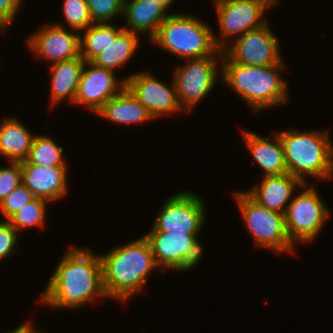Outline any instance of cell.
Here are the masks:
<instances>
[{
	"mask_svg": "<svg viewBox=\"0 0 333 333\" xmlns=\"http://www.w3.org/2000/svg\"><path fill=\"white\" fill-rule=\"evenodd\" d=\"M124 80L126 87L144 105L154 120L182 110L174 81L168 86L148 71H138L126 76Z\"/></svg>",
	"mask_w": 333,
	"mask_h": 333,
	"instance_id": "cell-13",
	"label": "cell"
},
{
	"mask_svg": "<svg viewBox=\"0 0 333 333\" xmlns=\"http://www.w3.org/2000/svg\"><path fill=\"white\" fill-rule=\"evenodd\" d=\"M34 137L21 120L6 117L0 124V154L9 162L26 161Z\"/></svg>",
	"mask_w": 333,
	"mask_h": 333,
	"instance_id": "cell-22",
	"label": "cell"
},
{
	"mask_svg": "<svg viewBox=\"0 0 333 333\" xmlns=\"http://www.w3.org/2000/svg\"><path fill=\"white\" fill-rule=\"evenodd\" d=\"M18 232L7 220L0 221V262L13 255L18 243Z\"/></svg>",
	"mask_w": 333,
	"mask_h": 333,
	"instance_id": "cell-31",
	"label": "cell"
},
{
	"mask_svg": "<svg viewBox=\"0 0 333 333\" xmlns=\"http://www.w3.org/2000/svg\"><path fill=\"white\" fill-rule=\"evenodd\" d=\"M31 322L32 321L22 323V325L18 326L15 330L5 333H40L34 328V324H32Z\"/></svg>",
	"mask_w": 333,
	"mask_h": 333,
	"instance_id": "cell-33",
	"label": "cell"
},
{
	"mask_svg": "<svg viewBox=\"0 0 333 333\" xmlns=\"http://www.w3.org/2000/svg\"><path fill=\"white\" fill-rule=\"evenodd\" d=\"M307 184L303 183L302 192L292 197L284 214L286 232L293 245L316 239L331 214L315 187Z\"/></svg>",
	"mask_w": 333,
	"mask_h": 333,
	"instance_id": "cell-7",
	"label": "cell"
},
{
	"mask_svg": "<svg viewBox=\"0 0 333 333\" xmlns=\"http://www.w3.org/2000/svg\"><path fill=\"white\" fill-rule=\"evenodd\" d=\"M144 237L150 244L158 269L185 272L201 262L204 248L198 235L169 232H148Z\"/></svg>",
	"mask_w": 333,
	"mask_h": 333,
	"instance_id": "cell-11",
	"label": "cell"
},
{
	"mask_svg": "<svg viewBox=\"0 0 333 333\" xmlns=\"http://www.w3.org/2000/svg\"><path fill=\"white\" fill-rule=\"evenodd\" d=\"M169 15L173 14L166 13L156 0H124L122 16L127 25L122 27L138 35L147 33L151 40Z\"/></svg>",
	"mask_w": 333,
	"mask_h": 333,
	"instance_id": "cell-18",
	"label": "cell"
},
{
	"mask_svg": "<svg viewBox=\"0 0 333 333\" xmlns=\"http://www.w3.org/2000/svg\"><path fill=\"white\" fill-rule=\"evenodd\" d=\"M158 2L162 3V9L168 13V9H170V7L173 5L174 0H156Z\"/></svg>",
	"mask_w": 333,
	"mask_h": 333,
	"instance_id": "cell-34",
	"label": "cell"
},
{
	"mask_svg": "<svg viewBox=\"0 0 333 333\" xmlns=\"http://www.w3.org/2000/svg\"><path fill=\"white\" fill-rule=\"evenodd\" d=\"M239 212L252 235L254 244L276 253H295L286 232L284 214L269 210L256 202L246 191H235Z\"/></svg>",
	"mask_w": 333,
	"mask_h": 333,
	"instance_id": "cell-6",
	"label": "cell"
},
{
	"mask_svg": "<svg viewBox=\"0 0 333 333\" xmlns=\"http://www.w3.org/2000/svg\"><path fill=\"white\" fill-rule=\"evenodd\" d=\"M80 34L73 29L69 32L61 23H50L37 29L26 39V44L34 56L54 64L81 56Z\"/></svg>",
	"mask_w": 333,
	"mask_h": 333,
	"instance_id": "cell-14",
	"label": "cell"
},
{
	"mask_svg": "<svg viewBox=\"0 0 333 333\" xmlns=\"http://www.w3.org/2000/svg\"><path fill=\"white\" fill-rule=\"evenodd\" d=\"M48 201L34 198L13 214L7 221L19 233L32 227H44Z\"/></svg>",
	"mask_w": 333,
	"mask_h": 333,
	"instance_id": "cell-26",
	"label": "cell"
},
{
	"mask_svg": "<svg viewBox=\"0 0 333 333\" xmlns=\"http://www.w3.org/2000/svg\"><path fill=\"white\" fill-rule=\"evenodd\" d=\"M93 23H112L123 15L124 0H86Z\"/></svg>",
	"mask_w": 333,
	"mask_h": 333,
	"instance_id": "cell-28",
	"label": "cell"
},
{
	"mask_svg": "<svg viewBox=\"0 0 333 333\" xmlns=\"http://www.w3.org/2000/svg\"><path fill=\"white\" fill-rule=\"evenodd\" d=\"M268 23L228 41L223 53L236 64L249 66L279 64L283 58L280 52L281 45Z\"/></svg>",
	"mask_w": 333,
	"mask_h": 333,
	"instance_id": "cell-12",
	"label": "cell"
},
{
	"mask_svg": "<svg viewBox=\"0 0 333 333\" xmlns=\"http://www.w3.org/2000/svg\"><path fill=\"white\" fill-rule=\"evenodd\" d=\"M95 114L114 124H141L154 120L126 86L116 96L107 100Z\"/></svg>",
	"mask_w": 333,
	"mask_h": 333,
	"instance_id": "cell-20",
	"label": "cell"
},
{
	"mask_svg": "<svg viewBox=\"0 0 333 333\" xmlns=\"http://www.w3.org/2000/svg\"><path fill=\"white\" fill-rule=\"evenodd\" d=\"M243 139L253 159L263 170V176L286 174L287 166L278 133L274 139L264 138L252 131H242Z\"/></svg>",
	"mask_w": 333,
	"mask_h": 333,
	"instance_id": "cell-19",
	"label": "cell"
},
{
	"mask_svg": "<svg viewBox=\"0 0 333 333\" xmlns=\"http://www.w3.org/2000/svg\"><path fill=\"white\" fill-rule=\"evenodd\" d=\"M125 86L126 81L119 80L115 71L96 66L92 62H85L73 104H80L90 109L92 113H96L107 100L116 96Z\"/></svg>",
	"mask_w": 333,
	"mask_h": 333,
	"instance_id": "cell-15",
	"label": "cell"
},
{
	"mask_svg": "<svg viewBox=\"0 0 333 333\" xmlns=\"http://www.w3.org/2000/svg\"><path fill=\"white\" fill-rule=\"evenodd\" d=\"M21 171L22 183L36 198L52 202L67 195V166H40L23 161Z\"/></svg>",
	"mask_w": 333,
	"mask_h": 333,
	"instance_id": "cell-16",
	"label": "cell"
},
{
	"mask_svg": "<svg viewBox=\"0 0 333 333\" xmlns=\"http://www.w3.org/2000/svg\"><path fill=\"white\" fill-rule=\"evenodd\" d=\"M214 3L221 34L219 37L213 34V39L221 50L231 36L236 39L266 24L265 11L275 5L271 0H218Z\"/></svg>",
	"mask_w": 333,
	"mask_h": 333,
	"instance_id": "cell-10",
	"label": "cell"
},
{
	"mask_svg": "<svg viewBox=\"0 0 333 333\" xmlns=\"http://www.w3.org/2000/svg\"><path fill=\"white\" fill-rule=\"evenodd\" d=\"M136 33L123 29L107 48L90 62L99 67L116 71L126 64L139 48L140 40Z\"/></svg>",
	"mask_w": 333,
	"mask_h": 333,
	"instance_id": "cell-23",
	"label": "cell"
},
{
	"mask_svg": "<svg viewBox=\"0 0 333 333\" xmlns=\"http://www.w3.org/2000/svg\"><path fill=\"white\" fill-rule=\"evenodd\" d=\"M84 65L85 60L80 56L49 66L51 74L50 99L52 105L58 104L62 100L64 101V99L73 104Z\"/></svg>",
	"mask_w": 333,
	"mask_h": 333,
	"instance_id": "cell-21",
	"label": "cell"
},
{
	"mask_svg": "<svg viewBox=\"0 0 333 333\" xmlns=\"http://www.w3.org/2000/svg\"><path fill=\"white\" fill-rule=\"evenodd\" d=\"M329 130L278 132L287 171L302 183L306 177L329 180L333 177V144Z\"/></svg>",
	"mask_w": 333,
	"mask_h": 333,
	"instance_id": "cell-4",
	"label": "cell"
},
{
	"mask_svg": "<svg viewBox=\"0 0 333 333\" xmlns=\"http://www.w3.org/2000/svg\"><path fill=\"white\" fill-rule=\"evenodd\" d=\"M115 27L112 23H93L88 26L84 35H80V55L85 62H90L95 56L103 52L123 30Z\"/></svg>",
	"mask_w": 333,
	"mask_h": 333,
	"instance_id": "cell-24",
	"label": "cell"
},
{
	"mask_svg": "<svg viewBox=\"0 0 333 333\" xmlns=\"http://www.w3.org/2000/svg\"><path fill=\"white\" fill-rule=\"evenodd\" d=\"M88 248L69 247L55 268L40 301L52 307L74 309L107 298L100 255Z\"/></svg>",
	"mask_w": 333,
	"mask_h": 333,
	"instance_id": "cell-1",
	"label": "cell"
},
{
	"mask_svg": "<svg viewBox=\"0 0 333 333\" xmlns=\"http://www.w3.org/2000/svg\"><path fill=\"white\" fill-rule=\"evenodd\" d=\"M62 5V13L70 29L81 33L93 24L86 0H63Z\"/></svg>",
	"mask_w": 333,
	"mask_h": 333,
	"instance_id": "cell-27",
	"label": "cell"
},
{
	"mask_svg": "<svg viewBox=\"0 0 333 333\" xmlns=\"http://www.w3.org/2000/svg\"><path fill=\"white\" fill-rule=\"evenodd\" d=\"M205 209V203L197 193L173 194L164 201L149 232L199 235L206 222Z\"/></svg>",
	"mask_w": 333,
	"mask_h": 333,
	"instance_id": "cell-9",
	"label": "cell"
},
{
	"mask_svg": "<svg viewBox=\"0 0 333 333\" xmlns=\"http://www.w3.org/2000/svg\"><path fill=\"white\" fill-rule=\"evenodd\" d=\"M64 148L48 135H35L27 162L40 166H66Z\"/></svg>",
	"mask_w": 333,
	"mask_h": 333,
	"instance_id": "cell-25",
	"label": "cell"
},
{
	"mask_svg": "<svg viewBox=\"0 0 333 333\" xmlns=\"http://www.w3.org/2000/svg\"><path fill=\"white\" fill-rule=\"evenodd\" d=\"M213 34L210 26L197 15L173 13L160 25L150 42L183 60L223 55V50L215 45Z\"/></svg>",
	"mask_w": 333,
	"mask_h": 333,
	"instance_id": "cell-5",
	"label": "cell"
},
{
	"mask_svg": "<svg viewBox=\"0 0 333 333\" xmlns=\"http://www.w3.org/2000/svg\"><path fill=\"white\" fill-rule=\"evenodd\" d=\"M23 0H0V33L4 34L22 7Z\"/></svg>",
	"mask_w": 333,
	"mask_h": 333,
	"instance_id": "cell-32",
	"label": "cell"
},
{
	"mask_svg": "<svg viewBox=\"0 0 333 333\" xmlns=\"http://www.w3.org/2000/svg\"><path fill=\"white\" fill-rule=\"evenodd\" d=\"M34 198L33 193L21 183L0 203V212L4 216V220H8Z\"/></svg>",
	"mask_w": 333,
	"mask_h": 333,
	"instance_id": "cell-29",
	"label": "cell"
},
{
	"mask_svg": "<svg viewBox=\"0 0 333 333\" xmlns=\"http://www.w3.org/2000/svg\"><path fill=\"white\" fill-rule=\"evenodd\" d=\"M22 183L20 162H9L7 167H0V203Z\"/></svg>",
	"mask_w": 333,
	"mask_h": 333,
	"instance_id": "cell-30",
	"label": "cell"
},
{
	"mask_svg": "<svg viewBox=\"0 0 333 333\" xmlns=\"http://www.w3.org/2000/svg\"><path fill=\"white\" fill-rule=\"evenodd\" d=\"M303 183L290 173L262 176L259 185L246 192L260 205L269 210L285 214L294 192H298Z\"/></svg>",
	"mask_w": 333,
	"mask_h": 333,
	"instance_id": "cell-17",
	"label": "cell"
},
{
	"mask_svg": "<svg viewBox=\"0 0 333 333\" xmlns=\"http://www.w3.org/2000/svg\"><path fill=\"white\" fill-rule=\"evenodd\" d=\"M100 260L106 296L121 302L140 294L150 273L158 268L144 235L116 246L107 254L101 255Z\"/></svg>",
	"mask_w": 333,
	"mask_h": 333,
	"instance_id": "cell-2",
	"label": "cell"
},
{
	"mask_svg": "<svg viewBox=\"0 0 333 333\" xmlns=\"http://www.w3.org/2000/svg\"><path fill=\"white\" fill-rule=\"evenodd\" d=\"M223 55H209L203 58L185 59V64L177 66L173 72V81L179 106L190 112L197 103L210 94L218 78L219 58ZM217 58V59H216Z\"/></svg>",
	"mask_w": 333,
	"mask_h": 333,
	"instance_id": "cell-8",
	"label": "cell"
},
{
	"mask_svg": "<svg viewBox=\"0 0 333 333\" xmlns=\"http://www.w3.org/2000/svg\"><path fill=\"white\" fill-rule=\"evenodd\" d=\"M221 60L222 81L249 104L253 113L288 100V84L280 74L285 69L283 61L270 66H249L233 63L224 53Z\"/></svg>",
	"mask_w": 333,
	"mask_h": 333,
	"instance_id": "cell-3",
	"label": "cell"
},
{
	"mask_svg": "<svg viewBox=\"0 0 333 333\" xmlns=\"http://www.w3.org/2000/svg\"><path fill=\"white\" fill-rule=\"evenodd\" d=\"M275 5L276 3H279V0H271Z\"/></svg>",
	"mask_w": 333,
	"mask_h": 333,
	"instance_id": "cell-35",
	"label": "cell"
}]
</instances>
